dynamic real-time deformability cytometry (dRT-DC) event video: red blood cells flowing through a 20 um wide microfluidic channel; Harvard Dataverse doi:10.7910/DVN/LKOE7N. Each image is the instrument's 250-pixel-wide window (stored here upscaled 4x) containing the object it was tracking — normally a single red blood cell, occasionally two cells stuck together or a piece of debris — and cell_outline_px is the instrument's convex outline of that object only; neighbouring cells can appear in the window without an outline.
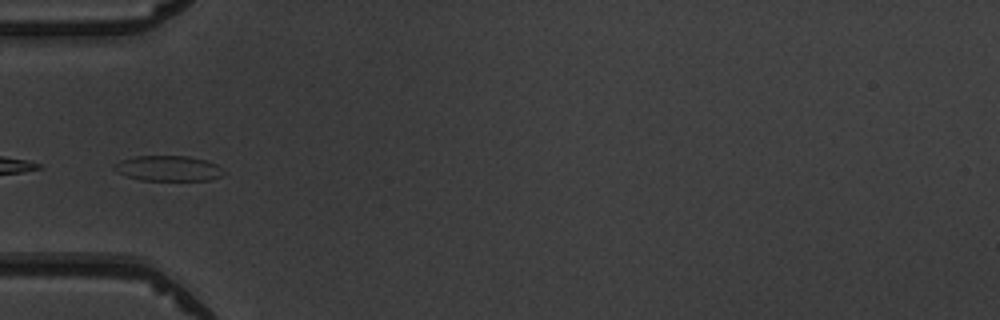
{"species": "common noctule bat (a hibernating species)", "species_latin": "Nyctalus noctula", "temperature_condition": "warm", "stored_images_in_passage": 6, "camera_frame_rate_fps": 3000, "um_per_image_px": 0.085, "animal": {"sex": "male", "body_mass_g": 19.5, "forearm_length_mm": 54.6}, "frame": {"image": 1, "passage_image": 5, "time_ms": 4.667, "image_size_px": [1000, 320], "cell_outline_px": [[228, 172], [212, 180], [140, 180], [128, 176], [112, 168], [120, 160], [136, 156], [188, 156], [204, 160], [216, 164]], "centroid_in_image_um": [14.36, 14.31], "position_along_channel_um": 70.6, "area_um2": 16.07}}
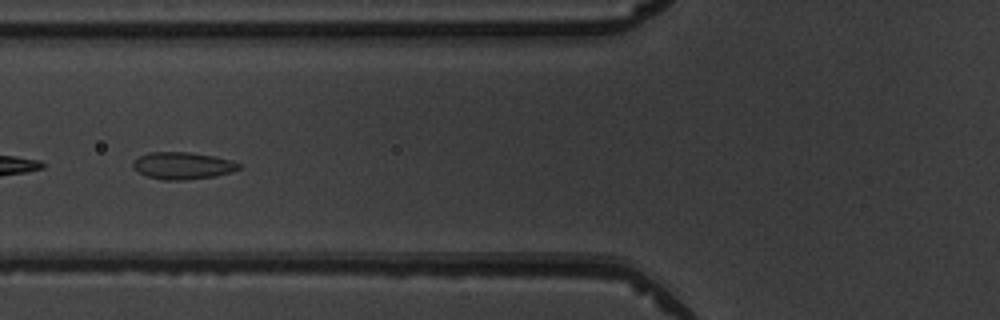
{"frame": {"image": 2, "passage_image": 6, "time_ms": 5.667, "image_size_px": [1000, 320], "cell_outline_px": [[240, 168], [232, 172], [216, 176], [184, 180], [164, 180], [148, 176], [132, 168], [132, 164], [140, 156], [148, 152], [188, 152], [212, 156], [232, 160], [240, 164]], "centroid_in_image_um": [15.54, 14.08], "position_along_channel_um": 110.3, "area_um2": 16.59}}